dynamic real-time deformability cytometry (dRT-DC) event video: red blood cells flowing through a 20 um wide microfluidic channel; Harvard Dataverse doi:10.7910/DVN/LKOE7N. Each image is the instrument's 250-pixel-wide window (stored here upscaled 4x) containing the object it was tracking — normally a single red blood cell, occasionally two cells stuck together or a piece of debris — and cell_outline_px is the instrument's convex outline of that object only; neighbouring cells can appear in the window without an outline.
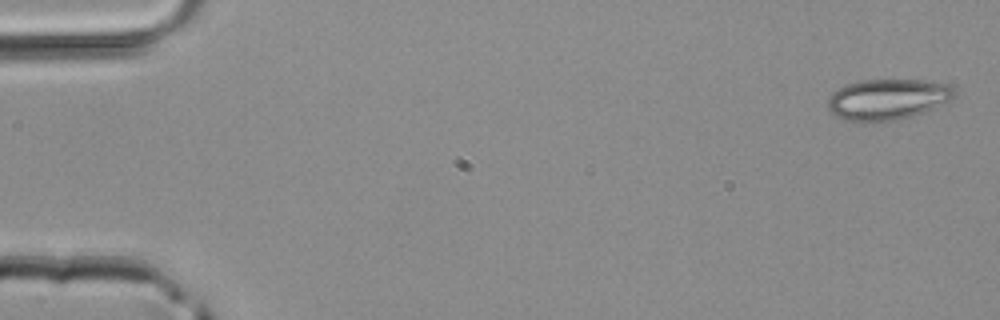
{"species": "common noctule bat (a hibernating species)", "species_latin": "Nyctalus noctula", "temperature_condition": "room temperature", "stored_images_in_passage": 4, "camera_frame_rate_fps": 3000, "um_per_image_px": 0.085, "animal": {"sex": "male", "body_mass_g": 20.4}, "frame": {"image": 1, "passage_image": 1, "time_ms": 0.0, "image_size_px": [1000, 320], "cell_outline_px": [[956, 96], [924, 112], [896, 120], [864, 124], [860, 124], [844, 120], [836, 116], [828, 108], [828, 100], [832, 92], [848, 84], [860, 80], [920, 80], [948, 84], [956, 92]], "centroid_in_image_um": [75.39, 8.47], "position_along_channel_um": 9.6, "area_um2": 30.29}}